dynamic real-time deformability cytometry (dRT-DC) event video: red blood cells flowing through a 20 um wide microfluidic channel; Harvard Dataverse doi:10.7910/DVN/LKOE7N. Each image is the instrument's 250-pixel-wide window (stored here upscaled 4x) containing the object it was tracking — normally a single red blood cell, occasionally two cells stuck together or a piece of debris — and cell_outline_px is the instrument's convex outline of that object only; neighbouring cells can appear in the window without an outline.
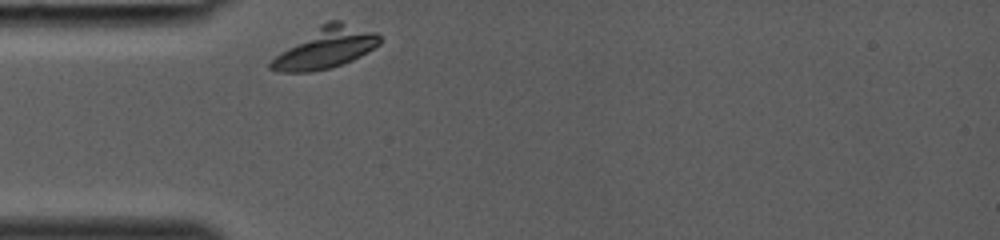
{"species": "common noctule bat (a hibernating species)", "species_latin": "Nyctalus noctula", "temperature_condition": "room temperature", "stored_images_in_passage": 23, "camera_frame_rate_fps": 3000, "um_per_image_px": 0.085, "animal": {"sex": "female", "body_mass_g": 19.0, "forearm_length_mm": 53.3}, "frame": {"image": 1, "passage_image": 1, "time_ms": 0.0, "image_size_px": [1000, 240], "cell_outline_px": [[384, 40], [380, 44], [360, 56], [352, 60], [332, 68], [312, 72], [280, 72], [268, 68], [268, 64], [280, 52], [320, 24], [328, 20], [340, 20], [376, 32]], "centroid_in_image_um": [27.71, 4.06], "position_along_channel_um": 57.3, "area_um2": 26.01}}
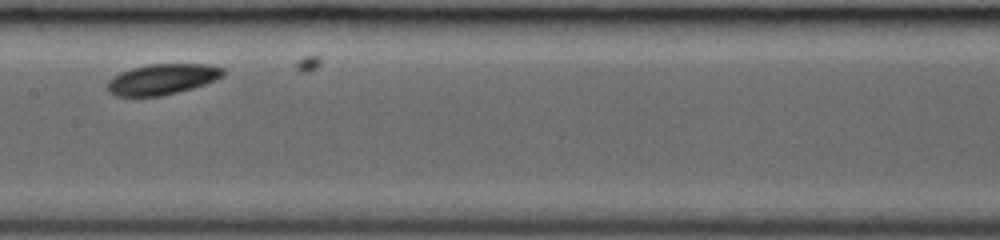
{"frame": {"image": 2, "passage_image": 10, "time_ms": 3.0, "image_size_px": [1000, 240], "cell_outline_px": [[224, 72], [216, 80], [192, 88], [160, 96], [116, 96], [108, 92], [108, 80], [112, 76], [120, 72], [132, 68], [148, 64], [208, 64], [224, 68]], "centroid_in_image_um": [13.76, 6.73], "position_along_channel_um": 193.6, "area_um2": 20.58}}
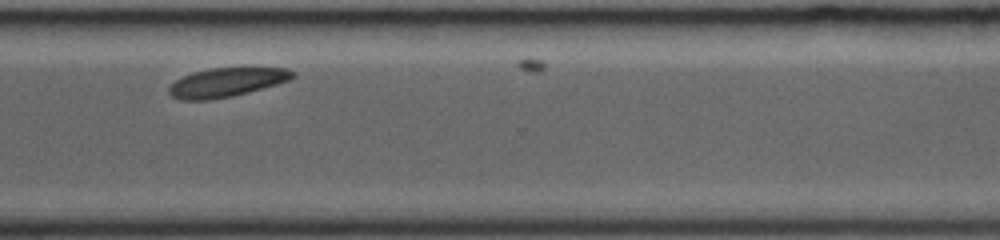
{"frame": {"image": 3, "passage_image": 20, "time_ms": 6.333, "image_size_px": [1000, 240], "cell_outline_px": [[296, 76], [288, 80], [276, 84], [248, 92], [232, 96], [208, 100], [180, 100], [172, 96], [168, 92], [168, 88], [176, 80], [184, 76], [196, 72], [212, 68], [288, 68], [296, 72]], "centroid_in_image_um": [19.27, 7.0], "position_along_channel_um": 351.3, "area_um2": 20.63}}